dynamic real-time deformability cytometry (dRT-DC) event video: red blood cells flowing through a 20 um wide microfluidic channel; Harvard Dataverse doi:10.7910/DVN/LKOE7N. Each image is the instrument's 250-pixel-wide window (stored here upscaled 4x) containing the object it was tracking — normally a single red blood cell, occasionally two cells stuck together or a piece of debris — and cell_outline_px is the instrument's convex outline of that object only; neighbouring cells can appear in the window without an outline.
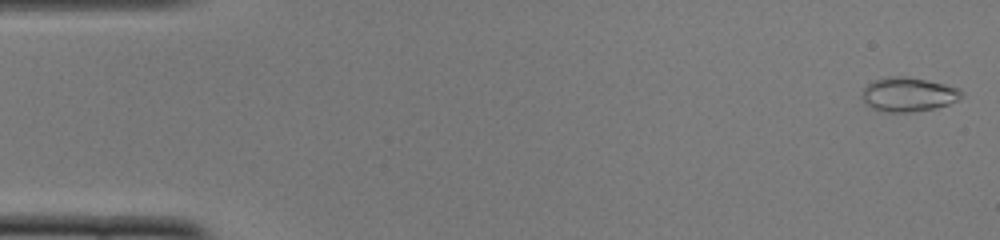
{"species": "common noctule bat (a hibernating species)", "species_latin": "Nyctalus noctula", "temperature_condition": "cold", "stored_images_in_passage": 51, "camera_frame_rate_fps": 3000, "um_per_image_px": 0.085, "animal": {"sex": "female", "body_mass_g": 22.0, "forearm_length_mm": 56.7}, "frame": {"image": 1, "passage_image": 1, "time_ms": 0.0, "image_size_px": [1000, 240], "cell_outline_px": [[964, 92], [956, 100], [948, 104], [936, 108], [912, 112], [884, 112], [872, 108], [864, 104], [860, 96], [864, 88], [872, 80], [892, 76], [896, 76], [924, 80], [944, 84], [960, 88]], "centroid_in_image_um": [77.15, 8.04], "position_along_channel_um": 7.8, "area_um2": 19.77}}
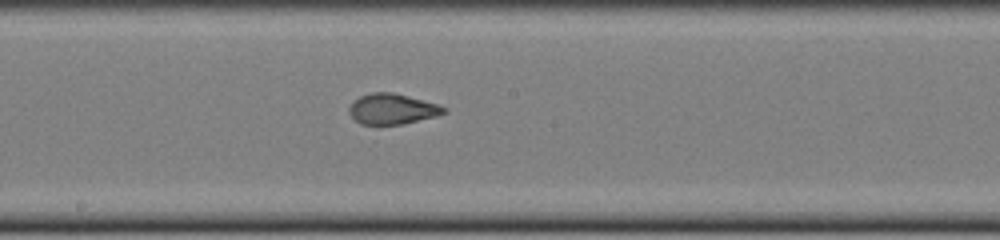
{"frame": {"image": 2, "passage_image": 27, "time_ms": 8.667, "image_size_px": [1000, 240], "cell_outline_px": [[448, 112], [436, 116], [404, 124], [360, 124], [348, 112], [348, 108], [352, 100], [360, 96], [372, 92], [392, 92], [408, 96], [436, 104], [448, 108]], "centroid_in_image_um": [33.33, 9.26], "position_along_channel_um": 214.9, "area_um2": 16.88}}
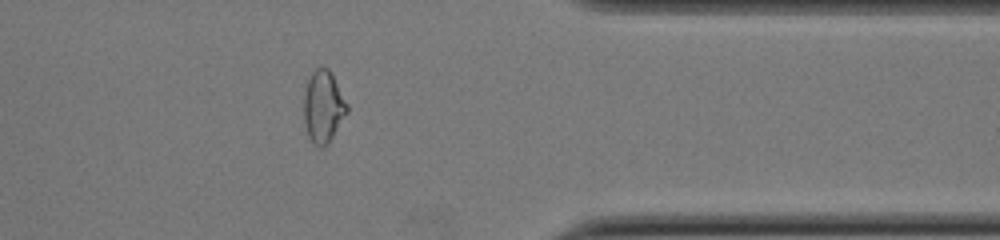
{"frame": {"image": 3, "passage_image": 41, "time_ms": 13.333, "image_size_px": [1000, 240], "cell_outline_px": [[348, 112], [328, 144], [324, 148], [320, 148], [308, 136], [304, 124], [304, 92], [308, 80], [312, 72], [316, 68], [328, 68], [348, 104]], "centroid_in_image_um": [27.48, 9.09], "position_along_channel_um": 383.9, "area_um2": 18.03}, "authors_computed_cell_mechanics": {"area_um2": 18.0336, "velocity_mm_per_s": 3.9167, "shape_relaxation_time_tau1_ms": 11.1643, "shape_relaxation_time_tau2_ms": 0.7257, "deformation_change_tau1": 0.2867, "deformation_change_tau2": 0.0549}}